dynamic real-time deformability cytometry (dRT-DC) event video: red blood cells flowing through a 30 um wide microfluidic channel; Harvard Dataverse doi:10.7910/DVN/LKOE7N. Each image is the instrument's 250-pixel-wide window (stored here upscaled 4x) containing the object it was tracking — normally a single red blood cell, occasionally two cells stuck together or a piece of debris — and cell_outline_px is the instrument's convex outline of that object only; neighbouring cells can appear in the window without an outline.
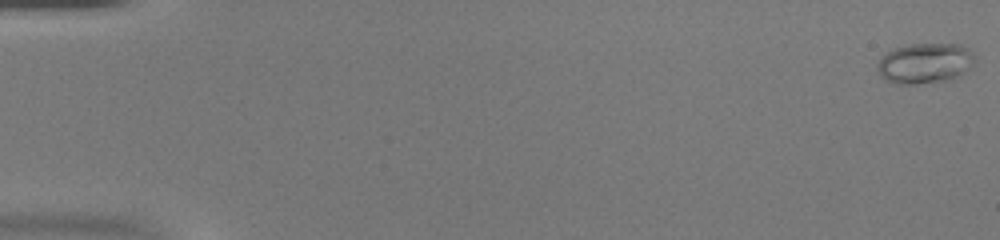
{"species": "common noctule bat (a hibernating species)", "species_latin": "Nyctalus noctula", "temperature_condition": "warm", "stored_images_in_passage": 53, "camera_frame_rate_fps": 3000, "um_per_image_px": 0.085, "animal": {"sex": "female", "body_mass_g": 20.0, "forearm_length_mm": 54.0}, "frame": {"image": 1, "passage_image": 1, "time_ms": 0.0, "image_size_px": [1000, 240], "cell_outline_px": [[976, 60], [968, 68], [956, 76], [948, 80], [916, 84], [896, 84], [884, 80], [880, 76], [876, 68], [876, 64], [880, 56], [896, 48], [908, 44], [960, 44], [968, 48], [972, 52]], "centroid_in_image_um": [78.56, 5.37], "position_along_channel_um": 6.4, "area_um2": 23.0}}
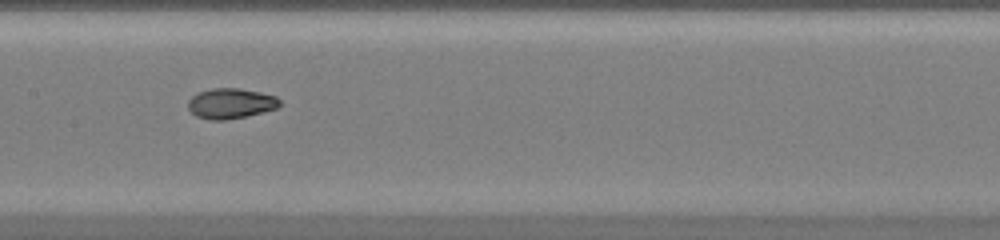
{"frame": {"image": 2, "passage_image": 28, "time_ms": 9.0, "image_size_px": [1000, 240], "cell_outline_px": [[280, 104], [276, 108], [248, 116], [224, 120], [212, 120], [196, 116], [188, 108], [188, 100], [192, 96], [200, 92], [212, 88], [240, 88], [260, 92], [276, 96], [280, 100]], "centroid_in_image_um": [19.61, 8.79], "position_along_channel_um": 187.8, "area_um2": 16.13}}
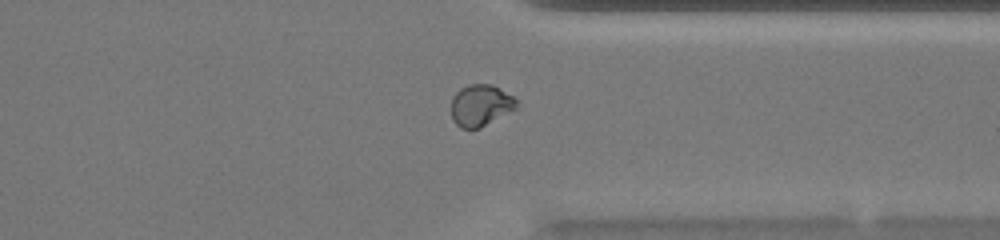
{"frame": {"image": 3, "passage_image": 42, "time_ms": 13.667, "image_size_px": [1000, 240], "cell_outline_px": [[520, 108], [480, 128], [460, 128], [452, 120], [452, 96], [460, 88], [468, 84], [492, 84], [500, 88], [512, 96], [516, 100]], "centroid_in_image_um": [40.88, 8.95], "position_along_channel_um": 370.5, "area_um2": 16.13}, "authors_computed_cell_mechanics": {"area_um2": 16.5886, "velocity_mm_per_s": 3.9391, "shape_relaxation_time_tau1_ms": 10.9042, "shape_relaxation_time_tau2_ms": 1.6759, "deformation_change_tau1": 0.3157, "deformation_change_tau2": 0.0485}}